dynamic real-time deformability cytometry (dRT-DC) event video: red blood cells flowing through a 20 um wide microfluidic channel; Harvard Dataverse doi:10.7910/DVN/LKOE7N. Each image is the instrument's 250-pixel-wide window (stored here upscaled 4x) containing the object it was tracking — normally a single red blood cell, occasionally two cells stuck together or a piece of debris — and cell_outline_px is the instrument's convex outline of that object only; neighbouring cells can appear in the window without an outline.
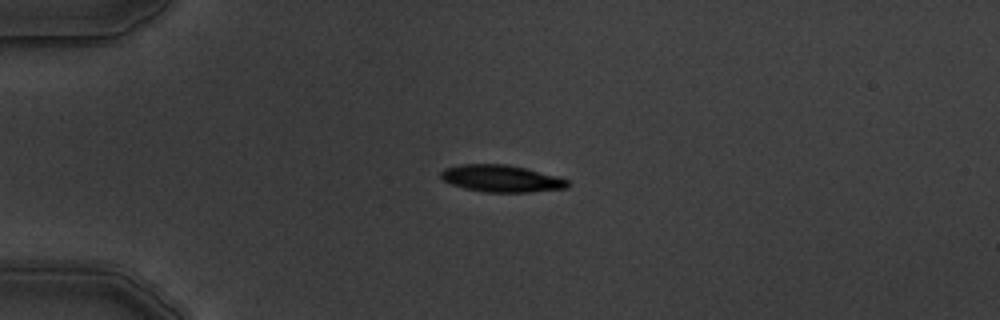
{"species": "common noctule bat (a hibernating species)", "species_latin": "Nyctalus noctula", "temperature_condition": "warm", "stored_images_in_passage": 7, "camera_frame_rate_fps": 3000, "um_per_image_px": 0.085, "animal": {"sex": "male", "body_mass_g": 19.5, "forearm_length_mm": 54.6}, "frame": {"image": 1, "passage_image": 5, "time_ms": 4.667, "image_size_px": [1000, 320], "cell_outline_px": [[572, 184], [568, 188], [532, 192], [484, 192], [464, 188], [452, 184], [444, 180], [440, 176], [440, 172], [444, 168], [460, 164], [508, 164], [556, 176], [568, 180]], "centroid_in_image_um": [42.63, 15.18], "position_along_channel_um": 42.4, "area_um2": 20.0}}